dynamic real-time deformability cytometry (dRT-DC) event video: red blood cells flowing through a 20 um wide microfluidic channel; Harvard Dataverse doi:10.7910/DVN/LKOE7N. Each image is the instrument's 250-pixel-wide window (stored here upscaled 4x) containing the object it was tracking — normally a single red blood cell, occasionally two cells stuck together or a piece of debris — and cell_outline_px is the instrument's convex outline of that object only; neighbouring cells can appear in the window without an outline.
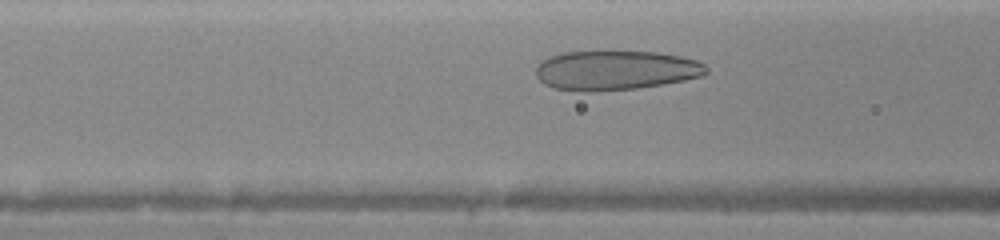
{"species": "human", "species_latin": "Homo sapiens", "temperature_condition": "warm", "stored_images_in_passage": 24, "camera_frame_rate_fps": 3000, "um_per_image_px": 0.085, "donor": {"sex": "female"}, "frame": {"image": 1, "passage_image": 6, "time_ms": 2.0, "image_size_px": [1000, 240], "cell_outline_px": [[708, 72], [700, 76], [684, 80], [636, 88], [552, 88], [544, 84], [536, 76], [536, 68], [544, 60], [552, 56], [564, 52], [656, 52], [680, 56], [696, 60], [704, 64], [708, 68]], "centroid_in_image_um": [52.39, 5.93], "position_along_channel_um": 114.2, "area_um2": 37.57}}
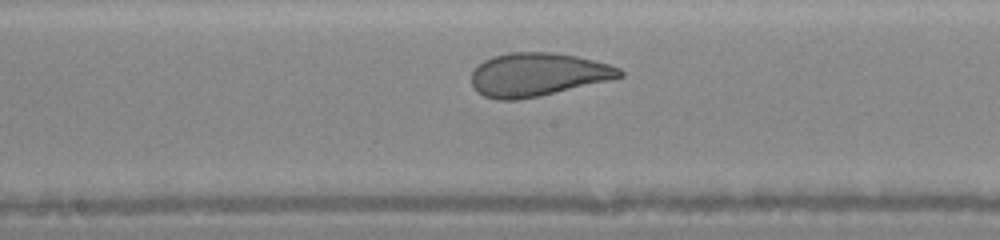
{"frame": {"image": 2, "passage_image": 12, "time_ms": 4.0, "image_size_px": [1000, 240], "cell_outline_px": [[624, 76], [608, 80], [540, 96], [516, 100], [496, 100], [484, 96], [476, 92], [472, 88], [472, 72], [484, 60], [492, 56], [508, 52], [556, 52], [576, 56], [608, 64], [620, 68], [624, 72]], "centroid_in_image_um": [45.67, 6.34], "position_along_channel_um": 202.5, "area_um2": 37.45}}
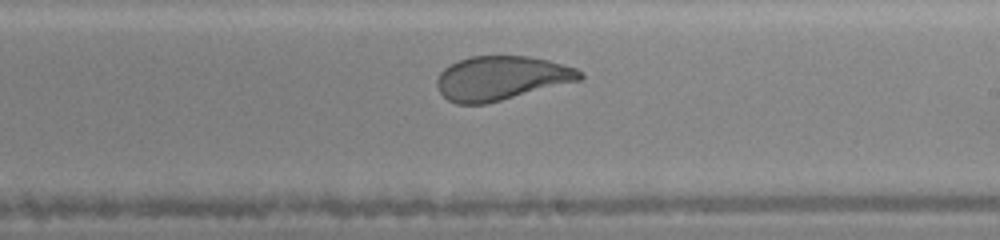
{"frame": {"image": 3, "passage_image": 15, "time_ms": 5.0, "image_size_px": [1000, 240], "cell_outline_px": [[584, 76], [580, 80], [484, 104], [456, 104], [448, 100], [440, 92], [436, 84], [436, 80], [440, 72], [444, 68], [460, 60], [472, 56], [528, 56], [548, 60], [576, 68], [584, 72]], "centroid_in_image_um": [42.6, 6.63], "position_along_channel_um": 246.4, "area_um2": 36.41}}